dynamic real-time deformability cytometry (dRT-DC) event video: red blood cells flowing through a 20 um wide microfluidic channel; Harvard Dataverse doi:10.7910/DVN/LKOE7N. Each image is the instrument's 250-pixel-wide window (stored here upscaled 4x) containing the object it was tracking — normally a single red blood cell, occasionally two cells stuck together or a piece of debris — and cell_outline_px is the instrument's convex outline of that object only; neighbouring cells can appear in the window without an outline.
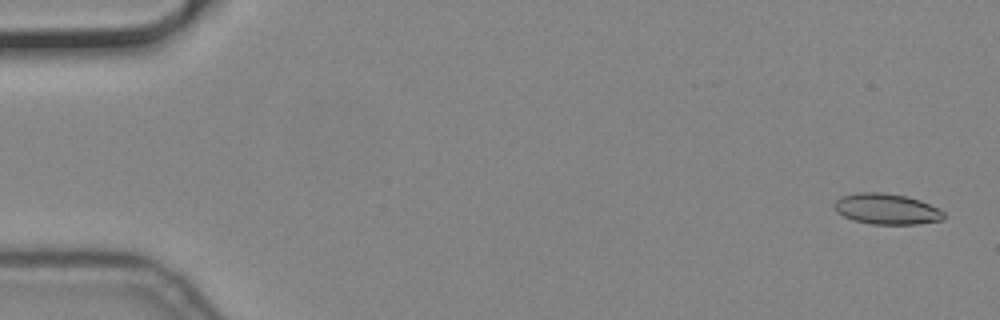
{"species": "common noctule bat (a hibernating species)", "species_latin": "Nyctalus noctula", "temperature_condition": "cold", "stored_images_in_passage": 57, "camera_frame_rate_fps": 3000, "um_per_image_px": 0.085, "animal": {"sex": "male", "body_mass_g": 19.2, "forearm_length_mm": 51.8}, "frame": {"image": 1, "passage_image": 2, "time_ms": 0.333, "image_size_px": [1000, 320], "cell_outline_px": [[944, 220], [916, 224], [872, 224], [852, 220], [836, 212], [832, 204], [840, 196], [856, 192], [880, 192], [904, 196], [920, 200], [944, 212]], "centroid_in_image_um": [75.31, 17.76], "position_along_channel_um": 9.7, "area_um2": 19.65}}
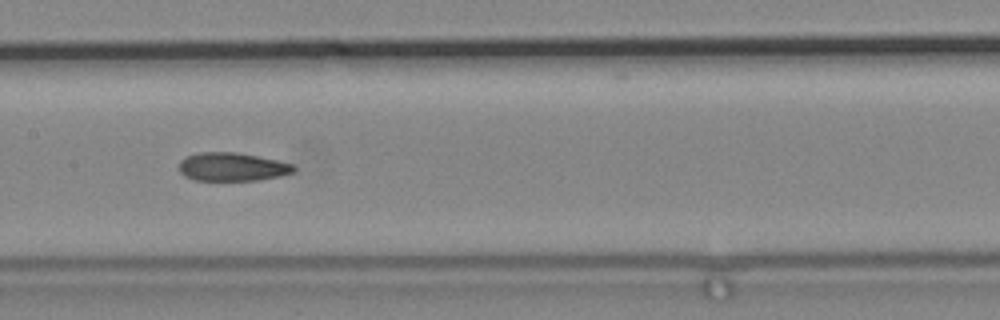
{"frame": {"image": 2, "passage_image": 28, "time_ms": 9.0, "image_size_px": [1000, 320], "cell_outline_px": [[296, 168], [292, 172], [280, 176], [260, 180], [196, 180], [184, 176], [180, 172], [180, 160], [184, 156], [200, 152], [236, 152], [276, 160], [292, 164]], "centroid_in_image_um": [19.7, 14.18], "position_along_channel_um": 187.7, "area_um2": 18.9}}
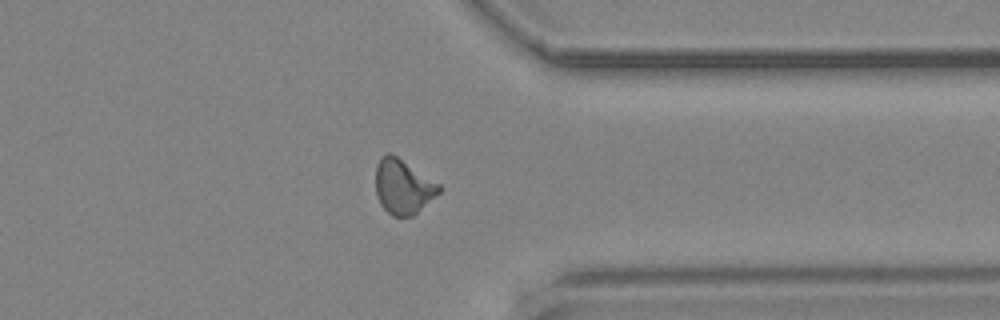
{"frame": {"image": 3, "passage_image": 44, "time_ms": 14.333, "image_size_px": [1000, 320], "cell_outline_px": [[444, 188], [440, 192], [412, 216], [392, 216], [380, 204], [376, 196], [376, 164], [380, 156], [388, 152], [396, 156], [440, 184]], "centroid_in_image_um": [34.24, 15.86], "position_along_channel_um": 377.2, "area_um2": 20.11}}